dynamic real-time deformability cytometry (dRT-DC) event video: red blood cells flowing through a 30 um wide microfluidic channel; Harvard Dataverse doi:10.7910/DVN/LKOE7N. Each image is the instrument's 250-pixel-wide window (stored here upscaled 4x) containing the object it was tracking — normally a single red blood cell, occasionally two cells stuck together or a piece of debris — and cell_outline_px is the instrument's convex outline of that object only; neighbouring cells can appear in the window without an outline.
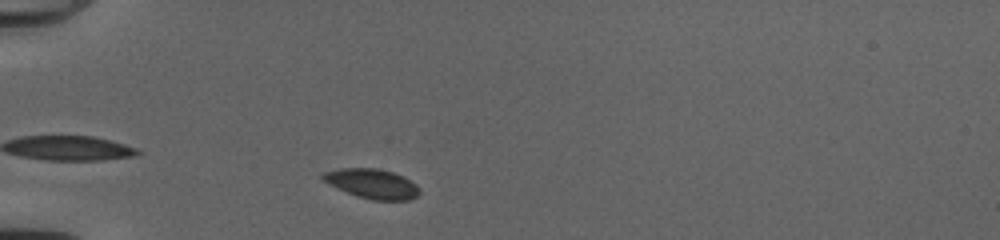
{"species": "common noctule bat (a hibernating species)", "species_latin": "Nyctalus noctula", "temperature_condition": "cold", "stored_images_in_passage": 37, "camera_frame_rate_fps": 3000, "um_per_image_px": 0.085, "animal": {"sex": "female", "body_mass_g": 20.0, "forearm_length_mm": 54.0}, "frame": {"image": 1, "passage_image": 4, "time_ms": 1.0, "image_size_px": [1000, 240], "cell_outline_px": [[420, 192], [416, 196], [408, 200], [372, 200], [356, 196], [324, 180], [320, 176], [324, 172], [344, 168], [376, 168], [392, 172], [404, 176], [416, 184], [420, 188]], "centroid_in_image_um": [31.69, 15.61], "position_along_channel_um": 53.3, "area_um2": 16.42}}
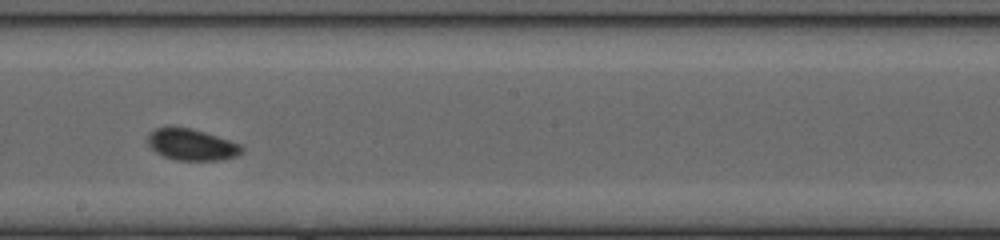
{"frame": {"image": 2, "passage_image": 19, "time_ms": 6.0, "image_size_px": [1000, 240], "cell_outline_px": [[244, 152], [236, 156], [220, 160], [176, 160], [164, 156], [156, 152], [148, 144], [148, 132], [156, 128], [172, 124], [192, 128], [240, 144], [244, 148]], "centroid_in_image_um": [16.26, 12.26], "position_along_channel_um": 231.9, "area_um2": 17.51}}
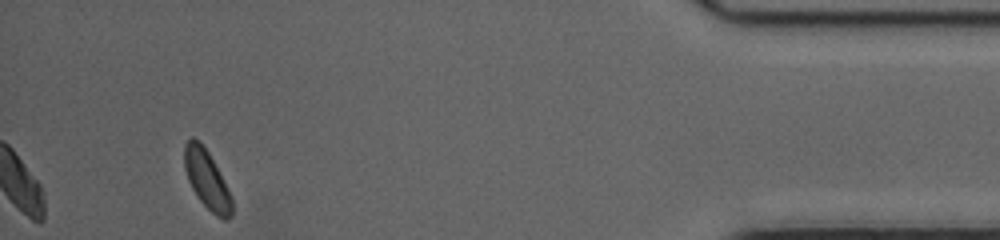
{"frame": {"image": 3, "passage_image": 37, "time_ms": 12.0, "image_size_px": [1000, 240], "cell_outline_px": [[232, 216], [228, 220], [224, 220], [216, 216], [196, 196], [188, 180], [184, 168], [184, 144], [192, 136], [200, 140], [208, 152], [228, 188], [232, 196]], "centroid_in_image_um": [17.58, 15.26], "position_along_channel_um": 417.6, "area_um2": 16.3}, "authors_computed_cell_mechanics": {"area_um2": 16.9354, "velocity_mm_per_s": 4.0154, "shape_relaxation_time_tau1_ms": 3.079, "shape_relaxation_time_tau2_ms": 5.6101, "deformation_change_tau1": 0.0497, "deformation_change_tau2": 0.0948}}